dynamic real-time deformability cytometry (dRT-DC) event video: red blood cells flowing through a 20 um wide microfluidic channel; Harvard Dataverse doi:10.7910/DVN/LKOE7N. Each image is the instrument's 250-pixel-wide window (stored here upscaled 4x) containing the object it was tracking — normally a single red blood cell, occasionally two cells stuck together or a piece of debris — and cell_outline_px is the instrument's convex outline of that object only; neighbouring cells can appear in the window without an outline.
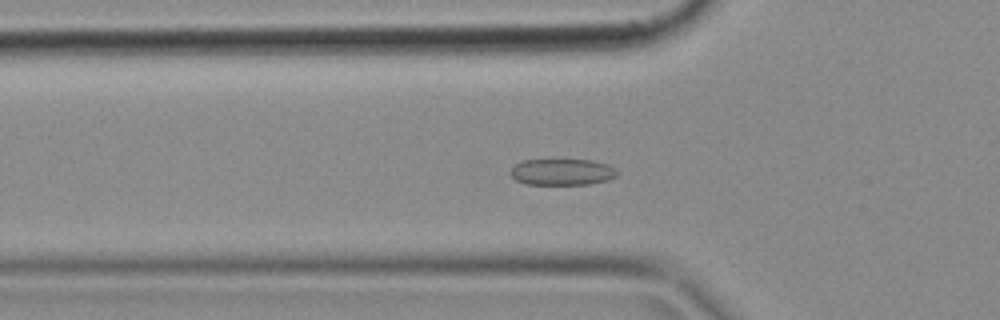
{"species": "common noctule bat (a hibernating species)", "species_latin": "Nyctalus noctula", "temperature_condition": "cold", "stored_images_in_passage": 49, "camera_frame_rate_fps": 3000, "um_per_image_px": 0.085, "animal": {"sex": "female", "body_mass_g": 18.4}, "frame": {"image": 1, "passage_image": 15, "time_ms": 4.667, "image_size_px": [1000, 320], "cell_outline_px": [[620, 172], [616, 176], [608, 180], [588, 184], [524, 184], [516, 180], [508, 172], [516, 164], [524, 160], [592, 160], [608, 164], [616, 168]], "centroid_in_image_um": [47.81, 14.62], "position_along_channel_um": 78.0, "area_um2": 16.47}}
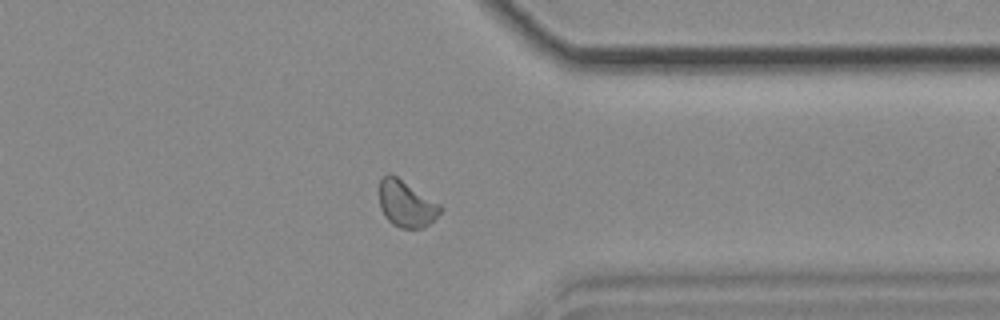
{"frame": {"image": 2, "passage_image": 38, "time_ms": 12.333, "image_size_px": [1000, 320], "cell_outline_px": [[444, 208], [428, 224], [420, 228], [400, 228], [392, 224], [384, 216], [380, 208], [380, 180], [388, 172], [396, 176], [440, 204]], "centroid_in_image_um": [34.51, 17.33], "position_along_channel_um": 376.9, "area_um2": 16.3}}
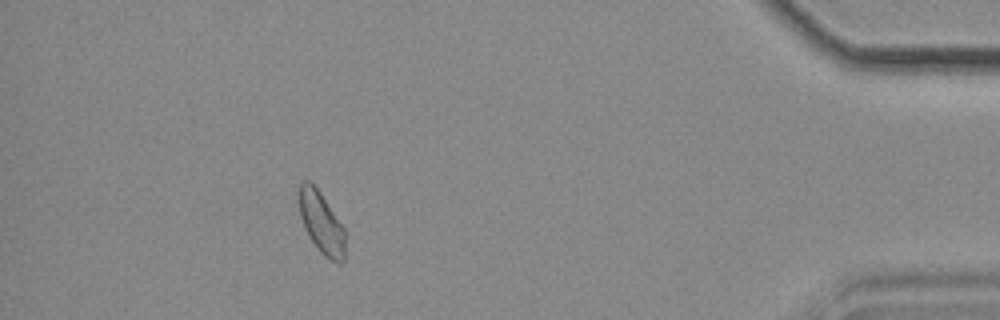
{"frame": {"image": 3, "passage_image": 44, "time_ms": 14.333, "image_size_px": [1000, 320], "cell_outline_px": [[344, 260], [340, 264], [324, 256], [316, 248], [304, 228], [300, 216], [300, 184], [304, 180], [308, 180], [320, 192], [344, 228]], "centroid_in_image_um": [27.32, 18.97], "position_along_channel_um": 407.9, "area_um2": 16.24}}